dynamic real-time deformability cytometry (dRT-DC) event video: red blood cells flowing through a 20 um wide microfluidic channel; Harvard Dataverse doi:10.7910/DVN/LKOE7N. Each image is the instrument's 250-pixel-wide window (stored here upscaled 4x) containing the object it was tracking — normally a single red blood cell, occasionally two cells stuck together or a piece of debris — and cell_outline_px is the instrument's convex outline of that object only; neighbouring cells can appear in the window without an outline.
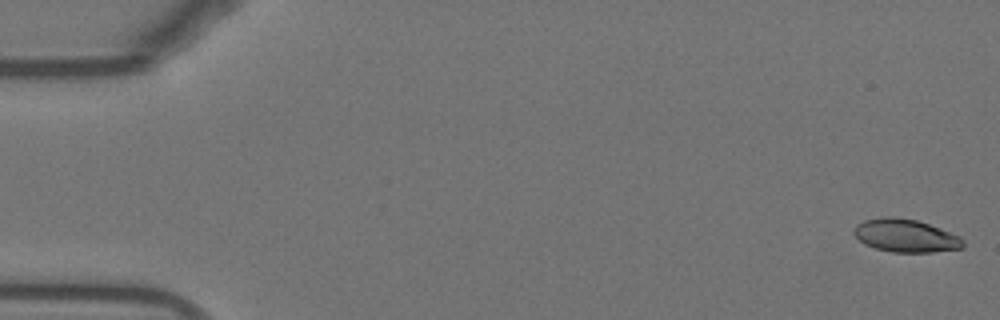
{"species": "Egyptian fruit bat (a non-hibernating species)", "species_latin": "Rousettus aegyptiacus", "temperature_condition": "warm", "stored_images_in_passage": 53, "camera_frame_rate_fps": 3000, "um_per_image_px": 0.085, "animal": {"sex": "female"}, "frame": {"image": 1, "passage_image": 1, "time_ms": 0.0, "image_size_px": [1000, 320], "cell_outline_px": [[964, 248], [932, 252], [892, 252], [876, 248], [864, 244], [852, 232], [856, 224], [864, 220], [884, 216], [892, 216], [916, 220], [940, 228], [960, 236], [964, 240]], "centroid_in_image_um": [76.98, 20.03], "position_along_channel_um": 8.0, "area_um2": 21.04}}
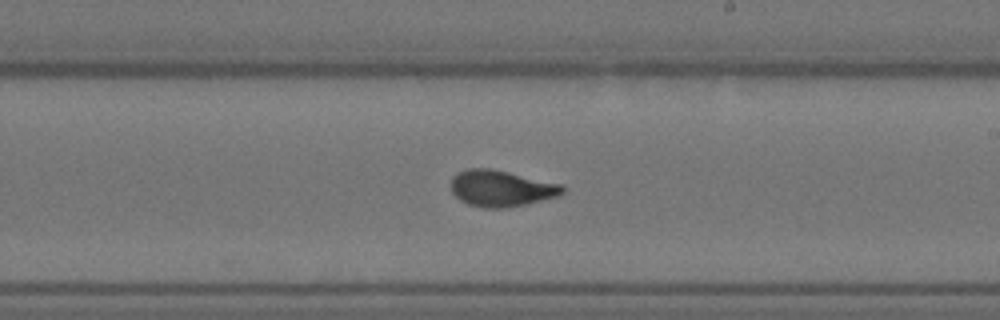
{"frame": {"image": 2, "passage_image": 31, "time_ms": 10.0, "image_size_px": [1000, 320], "cell_outline_px": [[564, 192], [560, 196], [508, 208], [484, 208], [468, 204], [460, 200], [452, 192], [452, 176], [456, 172], [468, 168], [492, 168], [560, 184], [564, 188]], "centroid_in_image_um": [42.58, 16.01], "position_along_channel_um": 246.4, "area_um2": 23.64}}
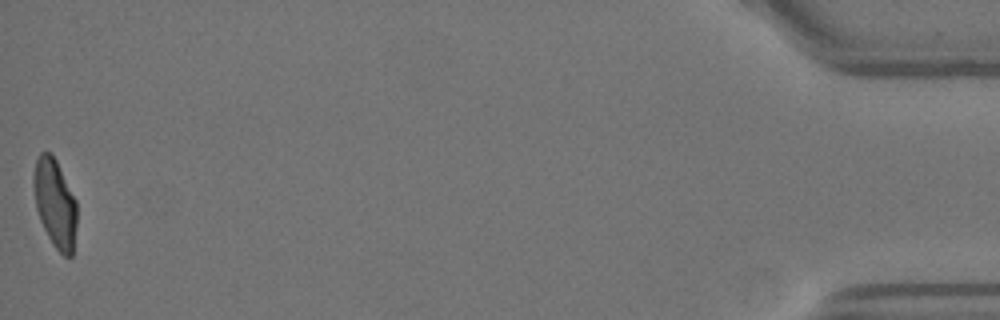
{"frame": {"image": 3, "passage_image": 53, "time_ms": 17.333, "image_size_px": [1000, 320], "cell_outline_px": [[76, 228], [72, 256], [64, 256], [52, 244], [40, 220], [36, 208], [32, 184], [32, 176], [36, 160], [40, 152], [52, 152], [76, 200]], "centroid_in_image_um": [4.65, 17.25], "position_along_channel_um": 430.5, "area_um2": 22.37}, "authors_computed_cell_mechanics": {"area_um2": 22.7732, "velocity_mm_per_s": 3.8257, "shape_relaxation_time_tau1_ms": 5.3633, "shape_relaxation_time_tau2_ms": 0.8529, "deformation_change_tau1": 0.2117, "deformation_change_tau2": 0.0635}}